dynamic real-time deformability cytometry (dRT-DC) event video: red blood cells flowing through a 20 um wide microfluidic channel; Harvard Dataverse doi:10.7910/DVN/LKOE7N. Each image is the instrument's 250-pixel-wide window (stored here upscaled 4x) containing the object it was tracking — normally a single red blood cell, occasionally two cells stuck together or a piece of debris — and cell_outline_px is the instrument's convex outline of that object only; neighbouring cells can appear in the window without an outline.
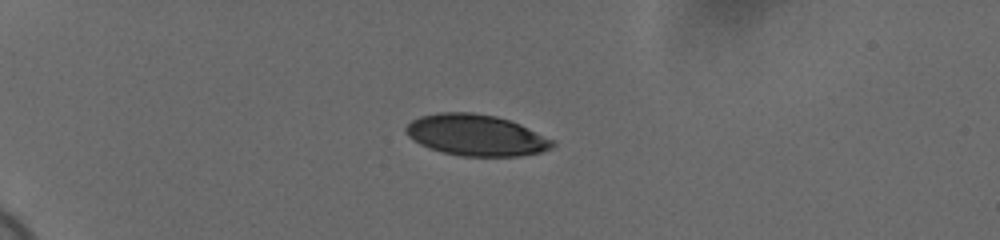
{"species": "human", "species_latin": "Homo sapiens", "temperature_condition": "cold", "stored_images_in_passage": 42, "camera_frame_rate_fps": 3000, "um_per_image_px": 0.085, "donor": {"sex": "female"}, "frame": {"image": 1, "passage_image": 1, "time_ms": 0.0, "image_size_px": [1000, 240], "cell_outline_px": [[556, 144], [552, 148], [540, 152], [520, 156], [460, 156], [428, 148], [412, 140], [404, 132], [404, 128], [412, 120], [420, 116], [440, 112], [472, 112], [496, 116], [520, 124], [556, 140]], "centroid_in_image_um": [40.47, 11.49], "position_along_channel_um": 44.5, "area_um2": 35.49}}
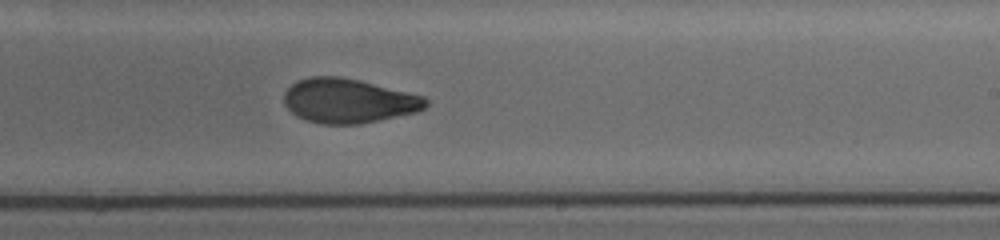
{"frame": {"image": 2, "passage_image": 23, "time_ms": 7.333, "image_size_px": [1000, 240], "cell_outline_px": [[428, 104], [424, 108], [416, 112], [356, 124], [324, 124], [308, 120], [296, 116], [284, 104], [284, 92], [296, 80], [308, 76], [340, 76], [360, 80], [424, 96], [428, 100]], "centroid_in_image_um": [29.59, 8.55], "position_along_channel_um": 259.4, "area_um2": 36.53}}
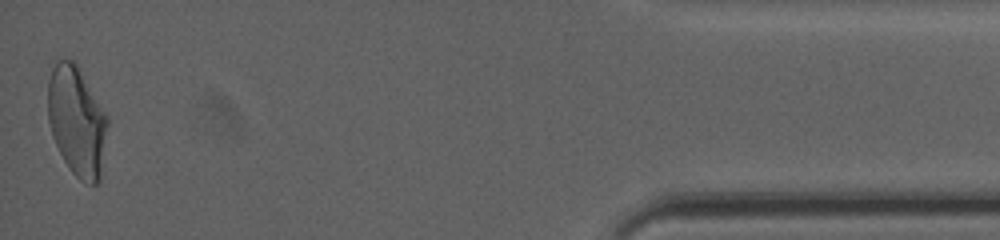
{"frame": {"image": 3, "passage_image": 42, "time_ms": 13.667, "image_size_px": [1000, 240], "cell_outline_px": [[108, 124], [100, 180], [96, 184], [88, 184], [80, 180], [68, 168], [52, 136], [48, 120], [48, 80], [52, 68], [56, 60], [72, 60], [76, 64], [108, 116]], "centroid_in_image_um": [6.53, 10.32], "position_along_channel_um": 428.7, "area_um2": 38.03}, "authors_computed_cell_mechanics": {"area_um2": 36.9342, "velocity_mm_per_s": 3.6931, "shape_relaxation_time_tau1_ms": 6.3643, "shape_relaxation_time_tau2_ms": 1.6166, "deformation_change_tau1": 0.1776, "deformation_change_tau2": 0.0732}}